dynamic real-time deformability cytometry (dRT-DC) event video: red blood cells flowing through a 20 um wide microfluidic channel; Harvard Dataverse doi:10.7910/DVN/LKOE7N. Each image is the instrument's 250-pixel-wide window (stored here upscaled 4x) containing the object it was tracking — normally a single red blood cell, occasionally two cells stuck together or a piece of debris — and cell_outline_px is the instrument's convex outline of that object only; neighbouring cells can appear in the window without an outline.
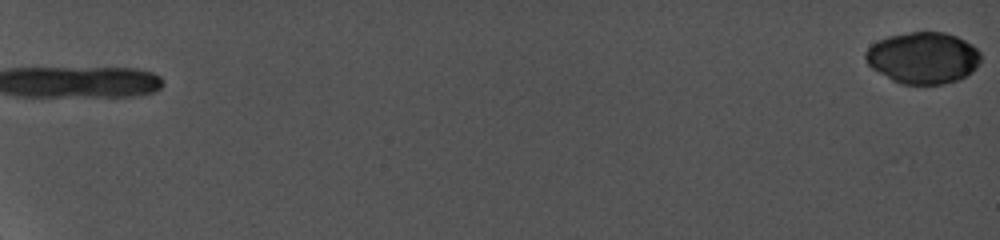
{"species": "common noctule bat (a hibernating species)", "species_latin": "Nyctalus noctula", "temperature_condition": "cold", "stored_images_in_passage": 11, "camera_frame_rate_fps": 5000, "um_per_image_px": 0.085, "animal": {"sex": "female", "body_mass_g": 19.0, "forearm_length_mm": 56.7}, "frame": {"image": 1, "passage_image": 1, "time_ms": 0.0, "image_size_px": [1000, 240], "cell_outline_px": [[980, 64], [972, 72], [956, 80], [940, 84], [900, 84], [892, 80], [872, 68], [864, 60], [864, 52], [876, 40], [888, 36], [912, 32], [944, 32], [956, 36], [972, 44], [980, 52]], "centroid_in_image_um": [78.44, 4.91], "position_along_channel_um": 6.6, "area_um2": 34.68}}